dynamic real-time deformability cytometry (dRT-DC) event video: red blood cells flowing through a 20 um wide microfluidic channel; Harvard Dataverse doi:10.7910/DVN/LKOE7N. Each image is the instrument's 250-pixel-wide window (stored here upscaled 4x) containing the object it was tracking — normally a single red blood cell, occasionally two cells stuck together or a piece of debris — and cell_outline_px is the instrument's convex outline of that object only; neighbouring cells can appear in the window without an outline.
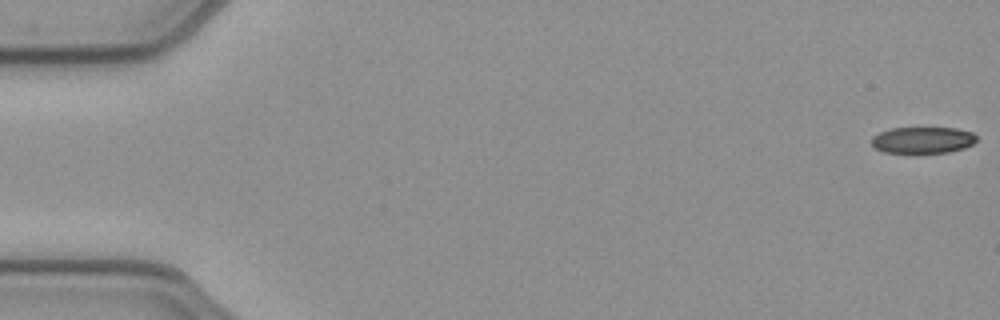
{"species": "common noctule bat (a hibernating species)", "species_latin": "Nyctalus noctula", "temperature_condition": "cold", "stored_images_in_passage": 53, "camera_frame_rate_fps": 3000, "um_per_image_px": 0.085, "animal": {"sex": "female", "body_mass_g": 21.9}, "frame": {"image": 1, "passage_image": 1, "time_ms": 0.0, "image_size_px": [1000, 320], "cell_outline_px": [[976, 140], [972, 144], [964, 148], [948, 152], [916, 156], [908, 156], [884, 152], [876, 148], [872, 144], [872, 136], [880, 132], [892, 128], [956, 128], [972, 132], [976, 136]], "centroid_in_image_um": [78.4, 11.96], "position_along_channel_um": 6.6, "area_um2": 16.99}}
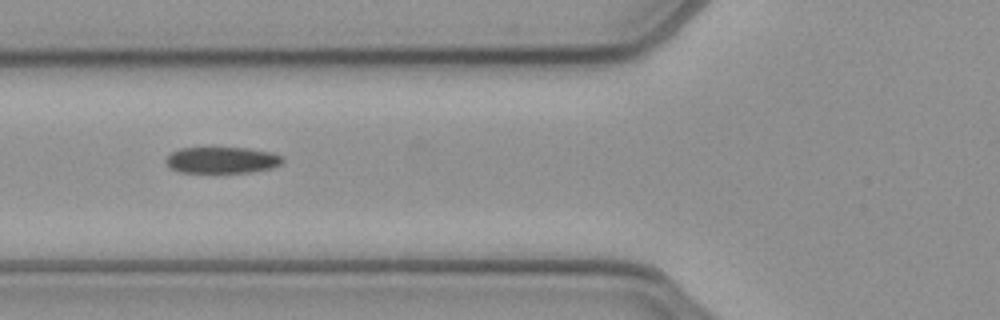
{"frame": {"image": 2, "passage_image": 20, "time_ms": 6.333, "image_size_px": [1000, 320], "cell_outline_px": [[284, 164], [272, 168], [248, 172], [180, 172], [168, 168], [164, 160], [172, 152], [180, 148], [248, 148], [272, 152], [284, 156]], "centroid_in_image_um": [18.9, 13.61], "position_along_channel_um": 106.9, "area_um2": 18.09}}
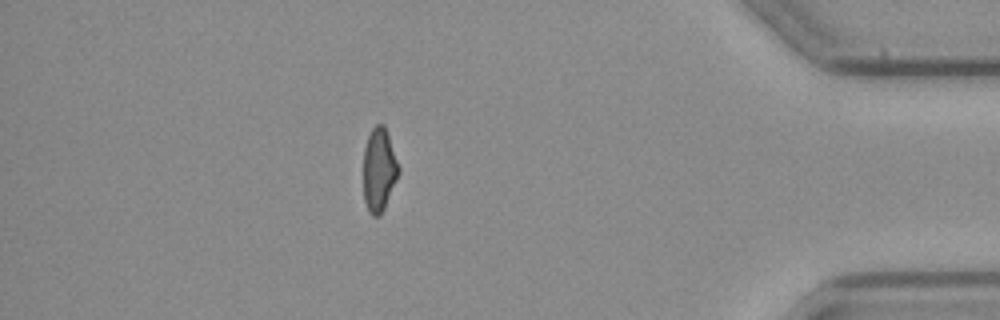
{"frame": {"image": 3, "passage_image": 46, "time_ms": 15.0, "image_size_px": [1000, 320], "cell_outline_px": [[400, 172], [384, 208], [380, 216], [372, 216], [368, 212], [364, 200], [364, 148], [368, 136], [372, 128], [376, 124], [384, 124], [400, 168]], "centroid_in_image_um": [32.22, 14.44], "position_along_channel_um": 403.0, "area_um2": 17.11}, "authors_computed_cell_mechanics": {"area_um2": 18.496, "velocity_mm_per_s": 3.9372, "shape_relaxation_time_tau1_ms": null, "shape_relaxation_time_tau2_ms": 5.1563, "deformation_change_tau1": null, "deformation_change_tau2": 0.1251}}